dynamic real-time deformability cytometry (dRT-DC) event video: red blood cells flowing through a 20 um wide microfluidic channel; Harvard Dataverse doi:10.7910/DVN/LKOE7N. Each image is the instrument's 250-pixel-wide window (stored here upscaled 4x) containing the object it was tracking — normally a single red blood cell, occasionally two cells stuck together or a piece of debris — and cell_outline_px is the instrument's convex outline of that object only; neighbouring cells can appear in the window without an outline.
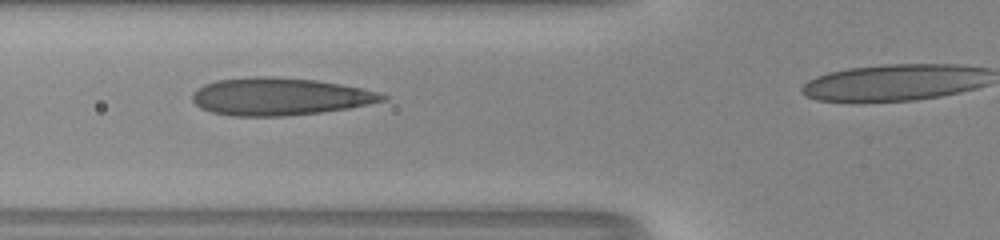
{"species": "human", "species_latin": "Homo sapiens", "temperature_condition": "room temperature", "stored_images_in_passage": 39, "camera_frame_rate_fps": 3000, "um_per_image_px": 0.085, "donor": {"sex": "male"}, "frame": {"image": 1, "passage_image": 14, "time_ms": 4.333, "image_size_px": [1000, 240], "cell_outline_px": [[388, 96], [384, 100], [348, 108], [320, 112], [284, 116], [236, 116], [212, 112], [200, 108], [192, 100], [192, 92], [196, 88], [204, 84], [216, 80], [256, 76], [272, 76], [316, 80], [340, 84], [360, 88], [376, 92]], "centroid_in_image_um": [23.7, 8.2], "position_along_channel_um": 102.1, "area_um2": 41.33}}
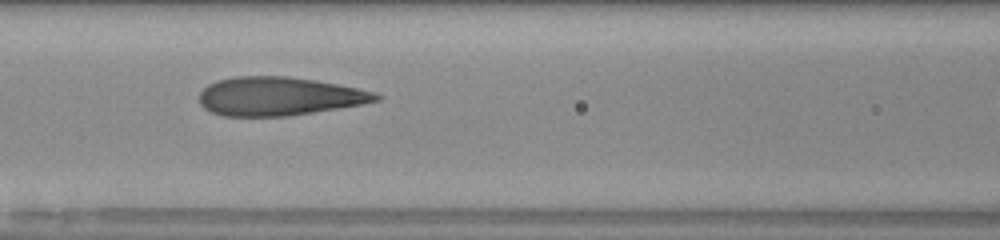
{"frame": {"image": 2, "passage_image": 17, "time_ms": 5.333, "image_size_px": [1000, 240], "cell_outline_px": [[384, 96], [380, 100], [360, 104], [288, 116], [224, 116], [212, 112], [204, 108], [200, 104], [200, 92], [208, 84], [216, 80], [236, 76], [288, 76], [316, 80], [376, 92]], "centroid_in_image_um": [23.7, 8.17], "position_along_channel_um": 142.9, "area_um2": 39.59}}
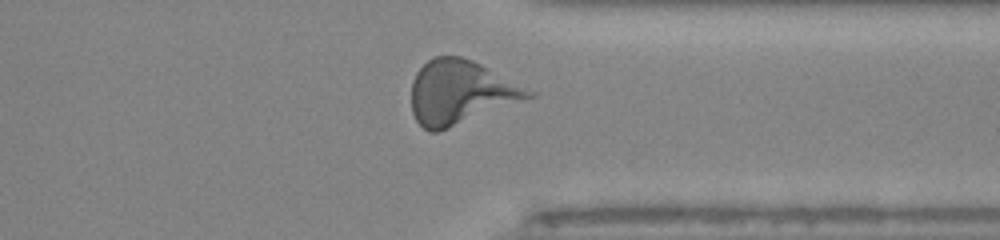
{"frame": {"image": 3, "passage_image": 34, "time_ms": 11.0, "image_size_px": [1000, 240], "cell_outline_px": [[536, 96], [440, 132], [428, 132], [416, 120], [412, 112], [412, 80], [416, 72], [432, 56], [460, 56], [472, 60], [536, 92]], "centroid_in_image_um": [39.14, 7.87], "position_along_channel_um": 372.3, "area_um2": 43.7}, "authors_computed_cell_mechanics": {"area_um2": 41.327, "velocity_mm_per_s": 4.0659, "shape_relaxation_time_tau1_ms": 10.9909, "shape_relaxation_time_tau2_ms": 1.2131, "deformation_change_tau1": 0.2884, "deformation_change_tau2": 0.1039}}